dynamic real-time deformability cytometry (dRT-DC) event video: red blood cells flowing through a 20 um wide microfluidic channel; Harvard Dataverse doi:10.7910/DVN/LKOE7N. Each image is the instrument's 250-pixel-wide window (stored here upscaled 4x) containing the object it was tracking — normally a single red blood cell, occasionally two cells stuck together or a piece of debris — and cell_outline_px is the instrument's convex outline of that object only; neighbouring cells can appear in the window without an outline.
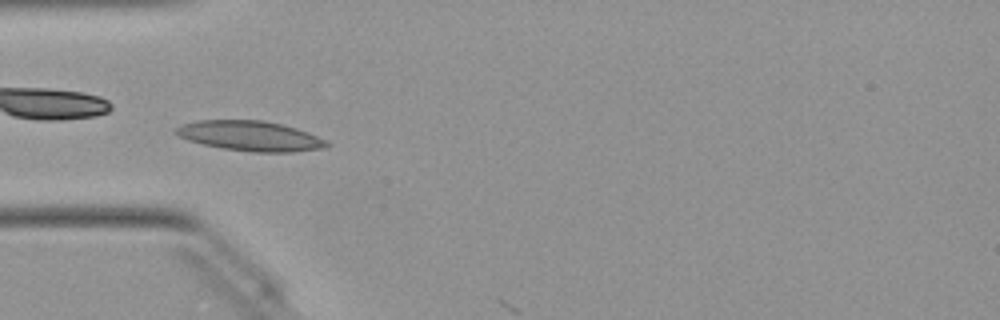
{"species": "Egyptian fruit bat (a non-hibernating species)", "species_latin": "Rousettus aegyptiacus", "temperature_condition": "warm", "stored_images_in_passage": 15, "camera_frame_rate_fps": 3000, "um_per_image_px": 0.085, "animal": {"sex": "female"}, "frame": {"image": 1, "passage_image": 14, "time_ms": 4.333, "image_size_px": [1000, 320], "cell_outline_px": [[332, 144], [328, 148], [292, 152], [252, 152], [220, 148], [188, 140], [172, 132], [180, 124], [196, 120], [264, 120], [296, 128], [308, 132], [328, 140]], "centroid_in_image_um": [21.3, 11.56], "position_along_channel_um": 63.7, "area_um2": 26.7}}